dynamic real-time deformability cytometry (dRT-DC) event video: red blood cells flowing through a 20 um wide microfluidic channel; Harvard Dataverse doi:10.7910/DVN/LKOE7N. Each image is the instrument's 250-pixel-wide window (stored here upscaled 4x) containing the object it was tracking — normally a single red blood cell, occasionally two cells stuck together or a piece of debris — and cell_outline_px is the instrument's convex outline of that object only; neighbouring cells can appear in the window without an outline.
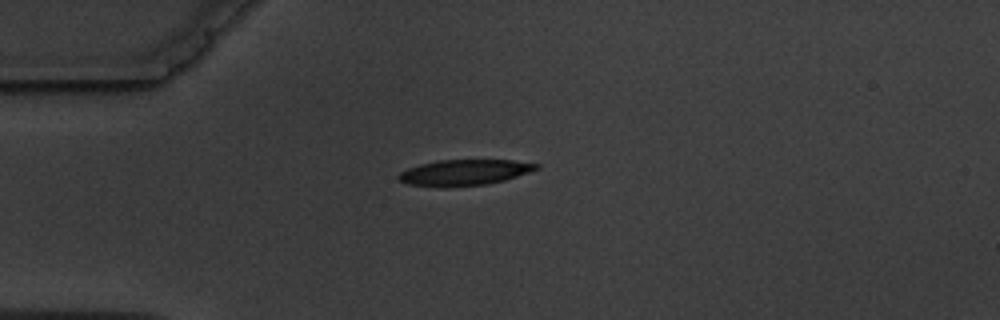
{"species": "common noctule bat (a hibernating species)", "species_latin": "Nyctalus noctula", "temperature_condition": "warm", "stored_images_in_passage": 2, "camera_frame_rate_fps": 3000, "um_per_image_px": 0.085, "animal": {"sex": "male", "body_mass_g": 19.5, "forearm_length_mm": 54.6}, "frame": {"image": 1, "passage_image": 1, "time_ms": 0.0, "image_size_px": [1000, 320], "cell_outline_px": [[540, 168], [504, 180], [484, 184], [444, 188], [440, 188], [408, 184], [396, 180], [396, 176], [400, 172], [408, 168], [420, 164], [440, 160], [512, 160], [540, 164]], "centroid_in_image_um": [39.4, 14.67], "position_along_channel_um": 45.6, "area_um2": 20.87}}